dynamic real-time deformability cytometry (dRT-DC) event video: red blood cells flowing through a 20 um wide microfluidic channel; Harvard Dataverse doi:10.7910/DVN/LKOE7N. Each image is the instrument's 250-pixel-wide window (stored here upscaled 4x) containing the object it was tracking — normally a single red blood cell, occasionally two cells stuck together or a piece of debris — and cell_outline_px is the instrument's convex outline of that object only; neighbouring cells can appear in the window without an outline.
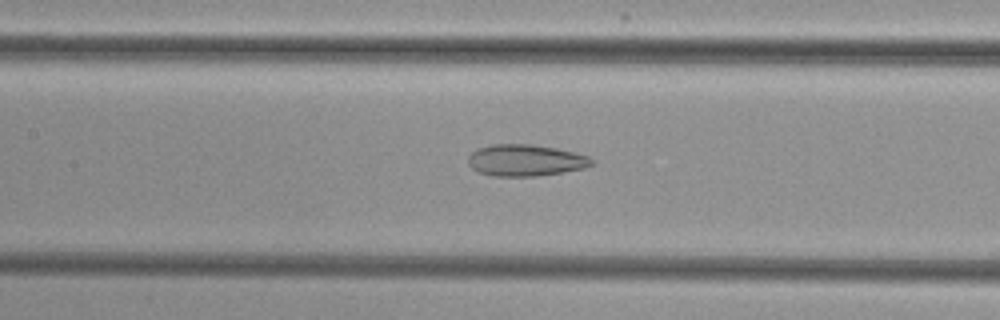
{"species": "common noctule bat (a hibernating species)", "species_latin": "Nyctalus noctula", "temperature_condition": "cold", "stored_images_in_passage": 37, "camera_frame_rate_fps": 3000, "um_per_image_px": 0.085, "animal": {"sex": "female", "body_mass_g": 29.2, "forearm_length_mm": 56.3}, "frame": {"image": 1, "passage_image": 16, "time_ms": 5.0, "image_size_px": [1000, 320], "cell_outline_px": [[596, 160], [592, 164], [584, 168], [564, 172], [536, 176], [492, 176], [480, 172], [472, 168], [468, 164], [468, 156], [472, 152], [480, 148], [492, 144], [532, 144], [556, 148], [588, 156]], "centroid_in_image_um": [44.67, 13.63], "position_along_channel_um": 162.7, "area_um2": 22.72}}
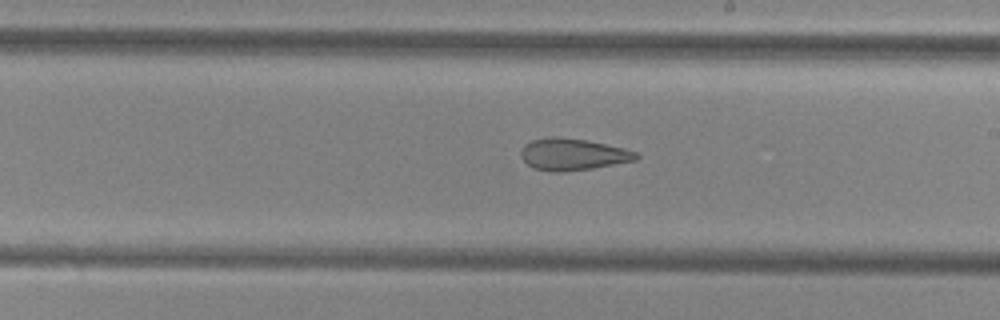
{"frame": {"image": 2, "passage_image": 22, "time_ms": 7.0, "image_size_px": [1000, 320], "cell_outline_px": [[640, 156], [636, 160], [592, 168], [560, 172], [552, 172], [532, 168], [520, 156], [520, 152], [524, 144], [532, 140], [548, 136], [556, 136], [584, 140], [624, 148], [636, 152]], "centroid_in_image_um": [48.64, 13.12], "position_along_channel_um": 240.4, "area_um2": 21.27}}
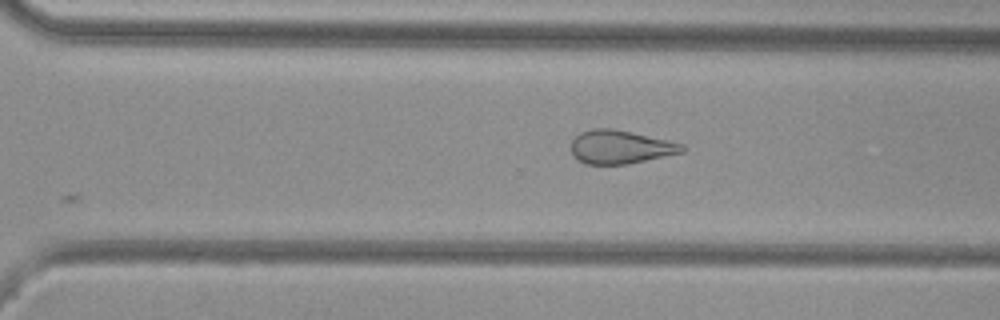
{"frame": {"image": 3, "passage_image": 28, "time_ms": 9.0, "image_size_px": [1000, 320], "cell_outline_px": [[684, 152], [628, 164], [584, 164], [576, 160], [572, 156], [572, 140], [580, 132], [592, 128], [612, 128], [632, 132], [668, 140], [684, 144]], "centroid_in_image_um": [52.7, 12.49], "position_along_channel_um": 317.9, "area_um2": 21.79}}